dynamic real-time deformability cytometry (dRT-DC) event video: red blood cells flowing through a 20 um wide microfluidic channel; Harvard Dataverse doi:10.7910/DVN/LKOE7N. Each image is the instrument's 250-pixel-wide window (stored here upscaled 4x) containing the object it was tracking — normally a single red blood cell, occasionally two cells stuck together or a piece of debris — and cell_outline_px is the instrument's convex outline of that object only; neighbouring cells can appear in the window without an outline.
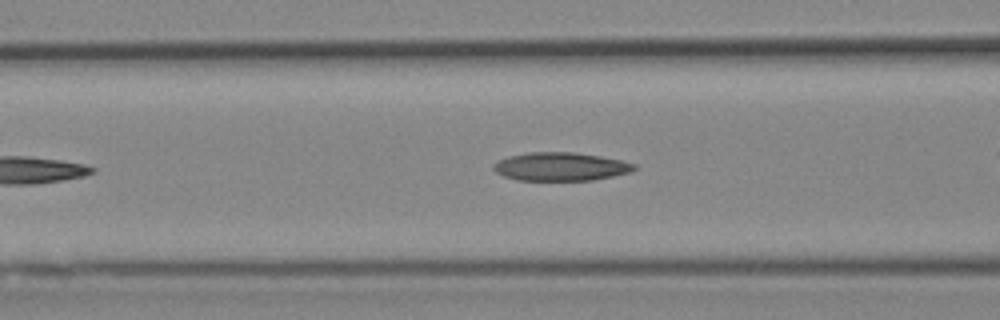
{"species": "Egyptian fruit bat (a non-hibernating species)", "species_latin": "Rousettus aegyptiacus", "temperature_condition": "cold", "stored_images_in_passage": 28, "camera_frame_rate_fps": 3000, "um_per_image_px": 0.085, "animal": {"sex": "female"}, "frame": {"image": 1, "passage_image": 11, "time_ms": 3.333, "image_size_px": [1000, 320], "cell_outline_px": [[636, 168], [632, 172], [592, 180], [516, 180], [504, 176], [496, 172], [492, 168], [492, 164], [508, 156], [528, 152], [572, 152], [600, 156], [620, 160], [636, 164]], "centroid_in_image_um": [47.64, 14.16], "position_along_channel_um": 119.0, "area_um2": 23.24}}
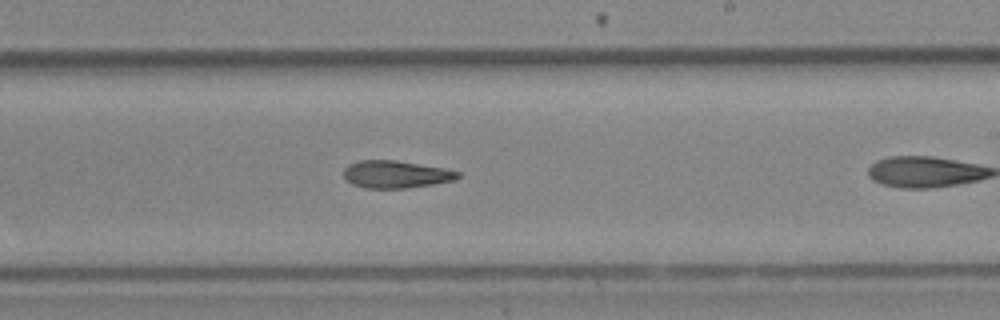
{"frame": {"image": 2, "passage_image": 18, "time_ms": 5.667, "image_size_px": [1000, 320], "cell_outline_px": [[460, 176], [452, 180], [432, 184], [408, 188], [364, 188], [352, 184], [344, 176], [344, 168], [348, 164], [360, 160], [396, 160], [444, 168], [460, 172]], "centroid_in_image_um": [33.62, 14.81], "position_along_channel_um": 255.4, "area_um2": 18.15}}
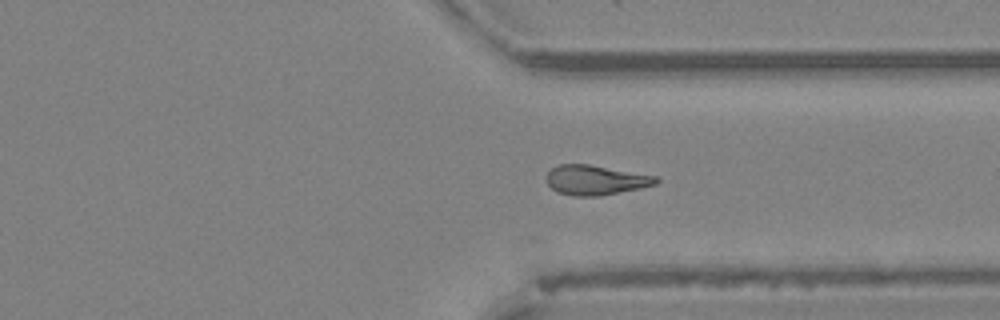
{"frame": {"image": 3, "passage_image": 26, "time_ms": 8.333, "image_size_px": [1000, 320], "cell_outline_px": [[660, 180], [656, 184], [640, 188], [600, 196], [572, 196], [556, 192], [548, 184], [548, 172], [552, 168], [560, 164], [588, 164], [656, 176]], "centroid_in_image_um": [50.62, 15.31], "position_along_channel_um": 360.8, "area_um2": 18.84}}